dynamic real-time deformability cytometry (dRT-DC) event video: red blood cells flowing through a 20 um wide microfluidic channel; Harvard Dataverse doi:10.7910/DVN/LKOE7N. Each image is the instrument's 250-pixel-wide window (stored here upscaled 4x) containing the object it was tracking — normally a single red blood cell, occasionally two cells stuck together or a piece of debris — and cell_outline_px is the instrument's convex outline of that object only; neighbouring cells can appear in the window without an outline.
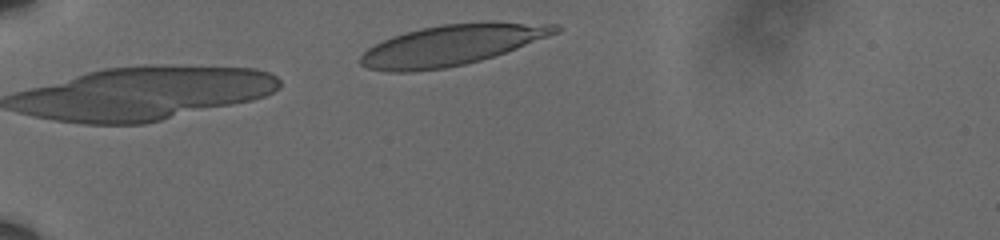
{"species": "human", "species_latin": "Homo sapiens", "temperature_condition": "cold", "stored_images_in_passage": 35, "camera_frame_rate_fps": 3000, "um_per_image_px": 0.085, "donor": {"sex": "male"}, "frame": {"image": 1, "passage_image": 1, "time_ms": 0.0, "image_size_px": [1000, 240], "cell_outline_px": [[560, 32], [516, 48], [480, 60], [464, 64], [444, 68], [412, 72], [388, 72], [368, 68], [360, 64], [360, 56], [368, 48], [392, 36], [404, 32], [444, 24], [488, 20], [492, 20], [560, 24]], "centroid_in_image_um": [38.44, 3.8], "position_along_channel_um": 46.6, "area_um2": 46.36}}
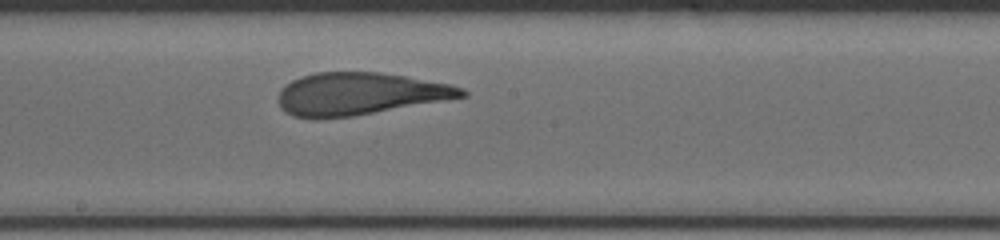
{"frame": {"image": 2, "passage_image": 19, "time_ms": 6.0, "image_size_px": [1000, 240], "cell_outline_px": [[468, 96], [352, 116], [292, 116], [280, 108], [276, 100], [276, 96], [280, 88], [292, 80], [300, 76], [316, 72], [380, 72], [452, 84], [464, 88], [468, 92]], "centroid_in_image_um": [30.56, 7.94], "position_along_channel_um": 217.6, "area_um2": 44.91}}
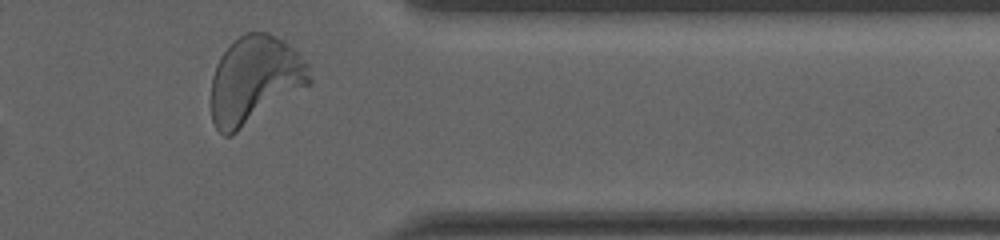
{"frame": {"image": 3, "passage_image": 34, "time_ms": 11.0, "image_size_px": [1000, 240], "cell_outline_px": [[312, 80], [308, 84], [232, 136], [224, 136], [216, 128], [212, 120], [212, 76], [216, 64], [220, 56], [240, 36], [248, 32], [268, 32], [276, 36], [288, 44], [308, 64]], "centroid_in_image_um": [21.63, 6.8], "position_along_channel_um": 389.8, "area_um2": 49.53}, "authors_computed_cell_mechanics": {"area_um2": 46.0088, "velocity_mm_per_s": 3.5793, "shape_relaxation_time_tau1_ms": 4.7549, "shape_relaxation_time_tau2_ms": 1.1352, "deformation_change_tau1": 0.1952, "deformation_change_tau2": 0.0907}}